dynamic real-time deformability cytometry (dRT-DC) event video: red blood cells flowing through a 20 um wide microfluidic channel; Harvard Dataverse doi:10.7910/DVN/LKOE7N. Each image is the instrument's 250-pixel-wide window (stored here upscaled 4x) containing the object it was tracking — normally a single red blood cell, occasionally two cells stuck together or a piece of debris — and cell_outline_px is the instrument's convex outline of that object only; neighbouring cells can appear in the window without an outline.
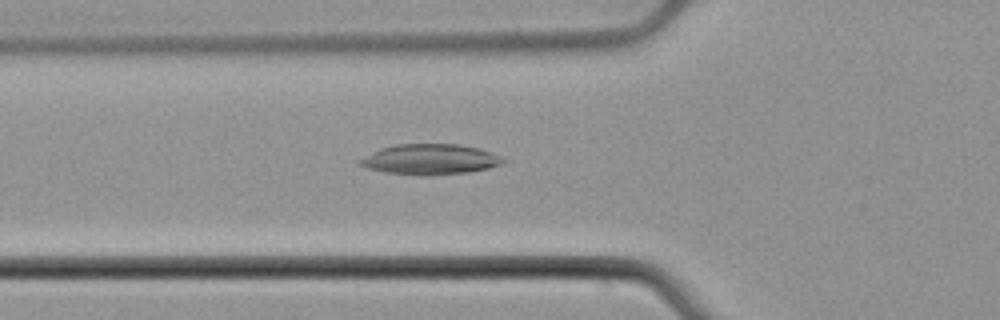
{"species": "common noctule bat (a hibernating species)", "species_latin": "Nyctalus noctula", "temperature_condition": "cold", "stored_images_in_passage": 49, "camera_frame_rate_fps": 3000, "um_per_image_px": 0.085, "animal": {"sex": "male", "body_mass_g": 21.5, "forearm_length_mm": 52.0}, "frame": {"image": 1, "passage_image": 14, "time_ms": 4.333, "image_size_px": [1000, 320], "cell_outline_px": [[504, 164], [488, 168], [468, 172], [428, 176], [420, 176], [384, 172], [364, 168], [356, 164], [356, 160], [380, 148], [396, 144], [456, 144], [476, 148], [492, 152], [500, 156], [504, 160]], "centroid_in_image_um": [36.48, 13.56], "position_along_channel_um": 89.3, "area_um2": 25.72}}
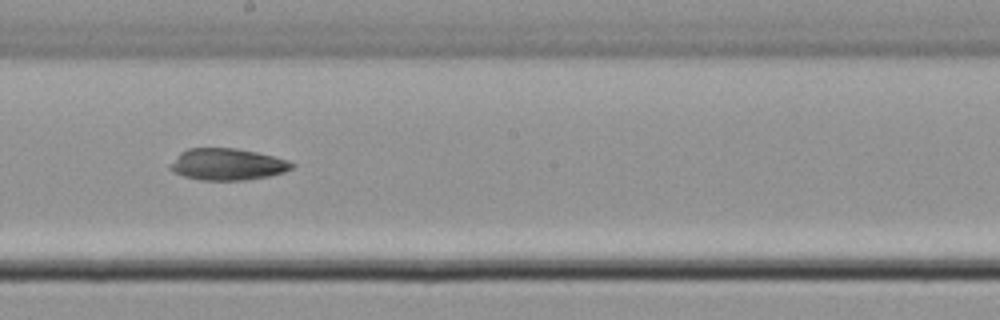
{"frame": {"image": 2, "passage_image": 25, "time_ms": 8.0, "image_size_px": [1000, 320], "cell_outline_px": [[296, 168], [284, 172], [268, 176], [244, 180], [200, 180], [184, 176], [168, 168], [180, 152], [188, 148], [236, 148], [256, 152], [288, 160], [296, 164]], "centroid_in_image_um": [19.36, 13.96], "position_along_channel_um": 228.8, "area_um2": 22.43}}
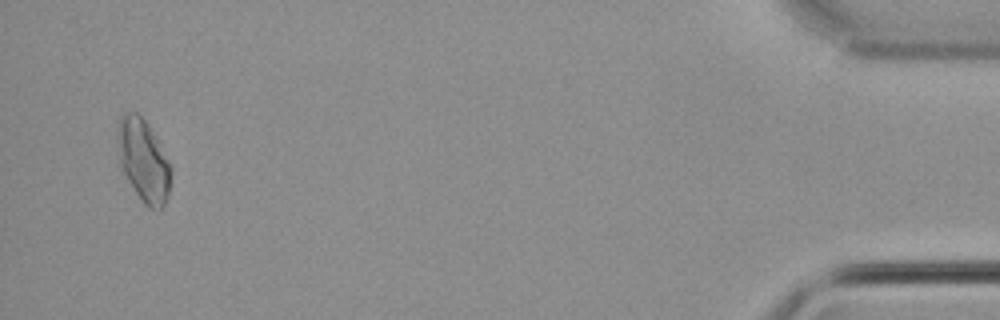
{"frame": {"image": 3, "passage_image": 47, "time_ms": 15.333, "image_size_px": [1000, 320], "cell_outline_px": [[172, 176], [168, 196], [164, 204], [160, 208], [148, 208], [140, 200], [120, 168], [116, 140], [116, 128], [120, 116], [124, 112], [136, 112], [148, 124], [168, 160], [172, 168]], "centroid_in_image_um": [12.16, 13.63], "position_along_channel_um": 423.0, "area_um2": 25.95}}